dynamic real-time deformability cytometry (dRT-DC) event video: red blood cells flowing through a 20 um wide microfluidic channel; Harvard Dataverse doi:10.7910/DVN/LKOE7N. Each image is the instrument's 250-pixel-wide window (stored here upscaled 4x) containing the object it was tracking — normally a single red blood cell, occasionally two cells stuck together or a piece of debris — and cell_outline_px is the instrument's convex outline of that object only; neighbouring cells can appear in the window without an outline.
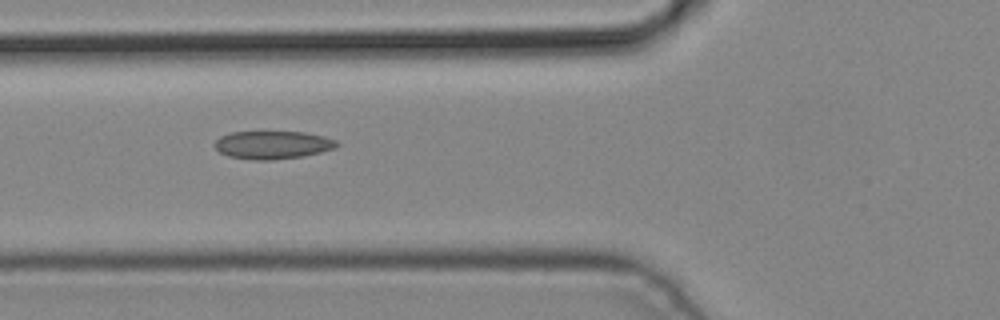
{"species": "common noctule bat (a hibernating species)", "species_latin": "Nyctalus noctula", "temperature_condition": "cold", "stored_images_in_passage": 4, "camera_frame_rate_fps": 3000, "um_per_image_px": 0.085, "animal": {"sex": "male", "body_mass_g": 19.2, "forearm_length_mm": 51.8}, "frame": {"image": 1, "passage_image": 3, "time_ms": 0.667, "image_size_px": [1000, 320], "cell_outline_px": [[340, 144], [336, 148], [304, 156], [272, 160], [252, 160], [228, 156], [220, 152], [216, 148], [216, 140], [220, 136], [232, 132], [304, 132], [324, 136], [336, 140]], "centroid_in_image_um": [23.21, 12.32], "position_along_channel_um": 102.6, "area_um2": 19.94}}
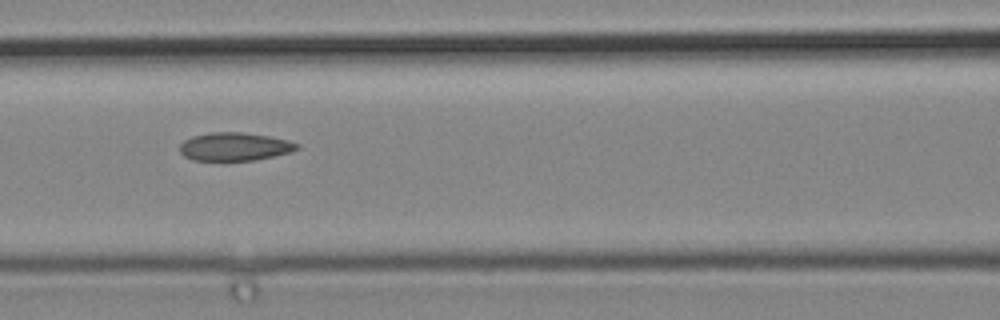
{"frame": {"image": 2, "passage_image": 4, "time_ms": 1.0, "image_size_px": [1000, 320], "cell_outline_px": [[300, 148], [288, 152], [256, 160], [192, 160], [184, 156], [180, 152], [180, 144], [184, 140], [192, 136], [212, 132], [240, 132], [268, 136], [288, 140], [300, 144]], "centroid_in_image_um": [19.92, 12.46], "position_along_channel_um": 146.7, "area_um2": 19.13}}